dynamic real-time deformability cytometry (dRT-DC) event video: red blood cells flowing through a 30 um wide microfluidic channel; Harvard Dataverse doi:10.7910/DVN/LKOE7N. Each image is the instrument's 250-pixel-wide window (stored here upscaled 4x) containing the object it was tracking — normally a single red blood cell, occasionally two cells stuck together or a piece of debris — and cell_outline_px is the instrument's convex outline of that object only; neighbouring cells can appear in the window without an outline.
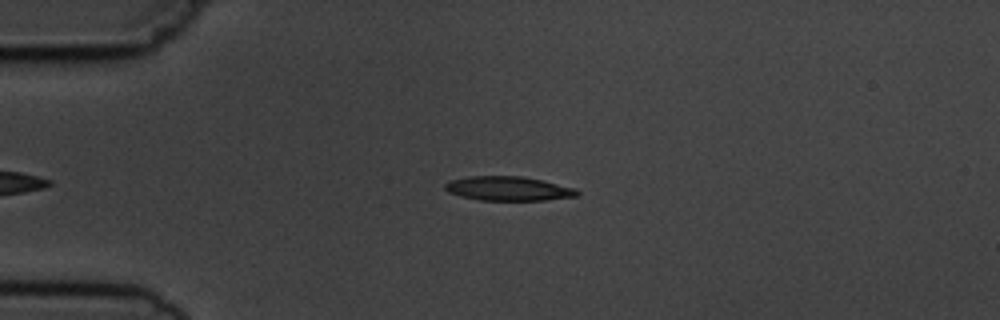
{"species": "common noctule bat (a hibernating species)", "species_latin": "Nyctalus noctula", "temperature_condition": "cold", "stored_images_in_passage": 2, "camera_frame_rate_fps": 3000, "um_per_image_px": 0.085, "animal": {"sex": "male", "body_mass_g": 19.5, "forearm_length_mm": 54.6}, "frame": {"image": 1, "passage_image": 1, "time_ms": 0.0, "image_size_px": [1000, 320], "cell_outline_px": [[580, 196], [544, 200], [480, 200], [460, 196], [448, 192], [444, 188], [444, 184], [452, 180], [468, 176], [524, 176], [576, 188], [580, 192]], "centroid_in_image_um": [43.23, 16.03], "position_along_channel_um": 41.8, "area_um2": 18.73}}